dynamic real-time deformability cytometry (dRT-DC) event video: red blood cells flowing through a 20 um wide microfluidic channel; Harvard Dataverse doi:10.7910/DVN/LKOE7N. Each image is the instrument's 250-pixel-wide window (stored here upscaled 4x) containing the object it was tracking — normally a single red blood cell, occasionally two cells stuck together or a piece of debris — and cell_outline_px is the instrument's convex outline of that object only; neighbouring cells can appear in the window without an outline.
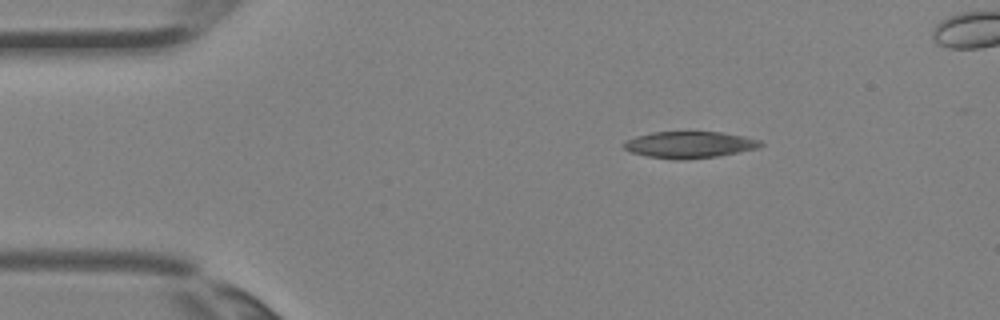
{"species": "Egyptian fruit bat (a non-hibernating species)", "species_latin": "Rousettus aegyptiacus", "temperature_condition": "room temperature", "stored_images_in_passage": 3, "camera_frame_rate_fps": 3000, "um_per_image_px": 0.085, "animal": {"sex": "female"}, "frame": {"image": 1, "passage_image": 3, "time_ms": 0.667, "image_size_px": [1000, 320], "cell_outline_px": [[764, 144], [756, 148], [716, 156], [684, 160], [672, 160], [648, 156], [632, 152], [624, 148], [624, 144], [628, 140], [636, 136], [652, 132], [720, 132], [744, 136], [760, 140]], "centroid_in_image_um": [58.6, 12.3], "position_along_channel_um": 26.4, "area_um2": 20.92}}